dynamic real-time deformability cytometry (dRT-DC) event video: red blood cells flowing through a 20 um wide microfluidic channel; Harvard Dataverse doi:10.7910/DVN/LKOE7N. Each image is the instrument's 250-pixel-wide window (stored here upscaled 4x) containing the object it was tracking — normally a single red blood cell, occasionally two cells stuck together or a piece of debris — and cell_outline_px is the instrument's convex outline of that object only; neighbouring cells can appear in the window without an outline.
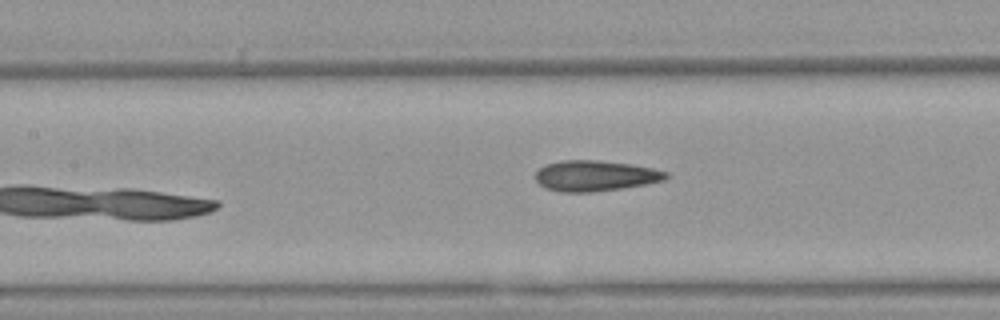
{"species": "Egyptian fruit bat (a non-hibernating species)", "species_latin": "Rousettus aegyptiacus", "temperature_condition": "warm", "stored_images_in_passage": 6, "camera_frame_rate_fps": 3000, "um_per_image_px": 0.085, "animal": {"sex": "female"}, "frame": {"image": 1, "passage_image": 5, "time_ms": 1.333, "image_size_px": [1000, 320], "cell_outline_px": [[672, 176], [664, 180], [644, 184], [620, 188], [592, 192], [560, 192], [544, 188], [536, 180], [536, 172], [544, 164], [560, 160], [596, 160], [632, 164], [652, 168], [668, 172]], "centroid_in_image_um": [50.59, 14.93], "position_along_channel_um": 156.8, "area_um2": 23.41}}
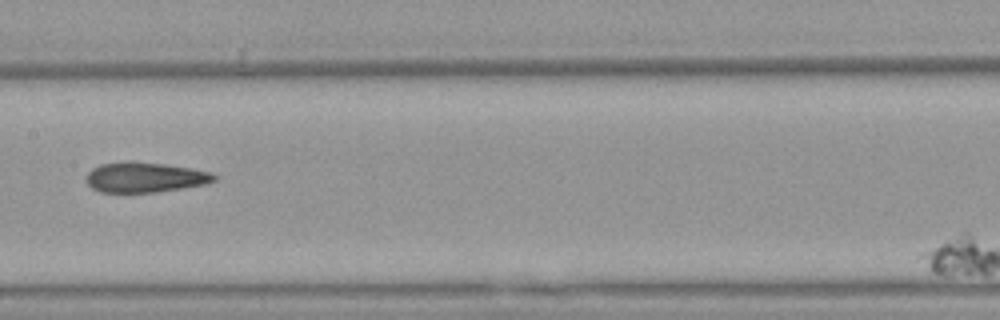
{"frame": {"image": 2, "passage_image": 6, "time_ms": 1.667, "image_size_px": [1000, 320], "cell_outline_px": [[216, 180], [204, 184], [156, 192], [100, 192], [92, 188], [88, 184], [88, 172], [92, 168], [100, 164], [132, 160], [164, 164], [192, 168], [212, 172], [216, 176]], "centroid_in_image_um": [12.32, 15.05], "position_along_channel_um": 195.1, "area_um2": 22.43}}